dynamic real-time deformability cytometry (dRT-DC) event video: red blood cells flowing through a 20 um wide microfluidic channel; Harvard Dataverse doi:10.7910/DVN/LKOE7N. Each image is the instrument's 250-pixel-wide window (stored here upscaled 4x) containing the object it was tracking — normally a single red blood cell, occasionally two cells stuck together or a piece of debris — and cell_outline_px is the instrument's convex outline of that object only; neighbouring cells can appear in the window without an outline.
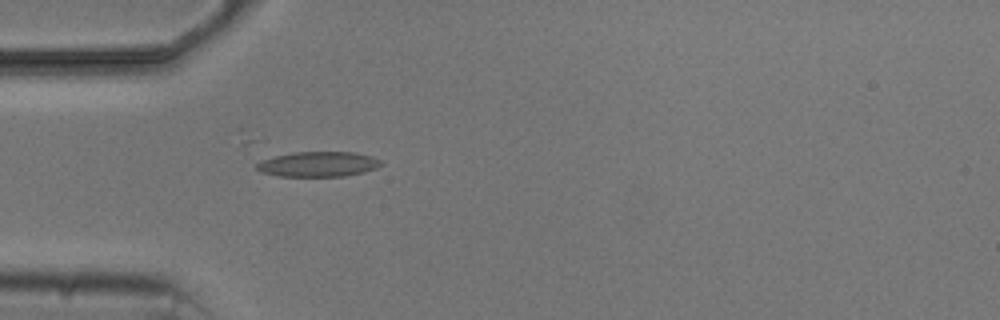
{"species": "common noctule bat (a hibernating species)", "species_latin": "Nyctalus noctula", "temperature_condition": "cold", "stored_images_in_passage": 3, "camera_frame_rate_fps": 3000, "um_per_image_px": 0.085, "animal": {"sex": "male", "body_mass_g": 20.5, "forearm_length_mm": 52.5}, "frame": {"image": 1, "passage_image": 3, "time_ms": 2.333, "image_size_px": [1000, 320], "cell_outline_px": [[384, 164], [376, 168], [364, 172], [344, 176], [280, 176], [260, 172], [256, 168], [256, 164], [260, 160], [292, 152], [352, 152], [372, 156], [380, 160]], "centroid_in_image_um": [27.05, 13.95], "position_along_channel_um": 58.0, "area_um2": 18.21}}